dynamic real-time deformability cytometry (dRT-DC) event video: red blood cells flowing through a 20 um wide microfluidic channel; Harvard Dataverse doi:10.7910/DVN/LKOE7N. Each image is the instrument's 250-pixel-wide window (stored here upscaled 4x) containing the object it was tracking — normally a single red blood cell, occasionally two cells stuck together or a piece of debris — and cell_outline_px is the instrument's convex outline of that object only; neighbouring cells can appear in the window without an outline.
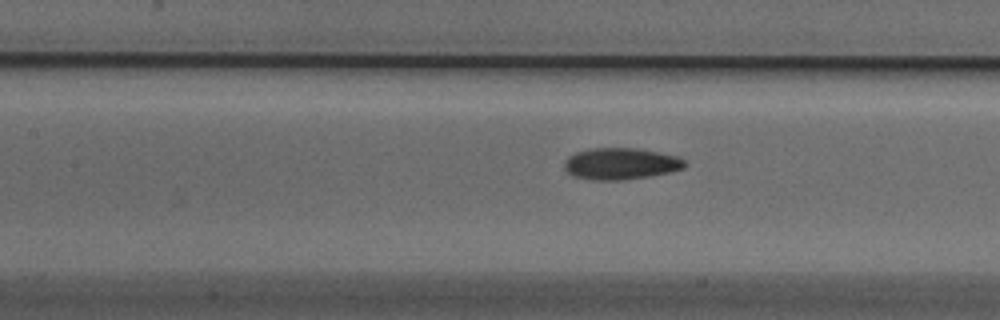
{"species": "Egyptian fruit bat (a non-hibernating species)", "species_latin": "Rousettus aegyptiacus", "temperature_condition": "cold", "stored_images_in_passage": 13, "camera_frame_rate_fps": 3000, "um_per_image_px": 0.085, "animal": {"sex": "male"}, "frame": {"image": 1, "passage_image": 10, "time_ms": 3.0, "image_size_px": [1000, 320], "cell_outline_px": [[688, 164], [684, 168], [668, 172], [648, 176], [620, 180], [592, 180], [572, 176], [564, 168], [564, 160], [568, 156], [576, 152], [592, 148], [636, 148], [660, 152], [680, 156]], "centroid_in_image_um": [52.76, 13.91], "position_along_channel_um": 154.6, "area_um2": 22.31}}